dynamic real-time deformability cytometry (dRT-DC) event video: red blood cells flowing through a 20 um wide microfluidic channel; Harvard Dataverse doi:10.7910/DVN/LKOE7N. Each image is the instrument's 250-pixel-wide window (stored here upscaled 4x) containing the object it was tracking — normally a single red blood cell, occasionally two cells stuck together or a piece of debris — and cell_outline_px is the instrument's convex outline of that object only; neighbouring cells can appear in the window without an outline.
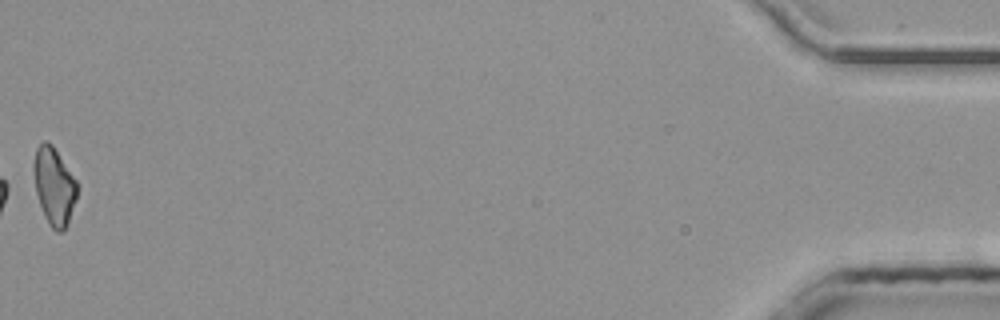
{"species": "common noctule bat (a hibernating species)", "species_latin": "Nyctalus noctula", "temperature_condition": "room temperature", "stored_images_in_passage": 38, "camera_frame_rate_fps": 3000, "um_per_image_px": 0.085, "animal": {"sex": "male", "body_mass_g": 20.4}, "frame": {"image": 1, "passage_image": 38, "time_ms": 12.333, "image_size_px": [1000, 320], "cell_outline_px": [[76, 200], [64, 232], [56, 232], [52, 228], [44, 216], [36, 192], [32, 168], [36, 148], [44, 140], [52, 144], [76, 180]], "centroid_in_image_um": [4.58, 15.82], "position_along_channel_um": 430.6, "area_um2": 19.42}, "authors_computed_cell_mechanics": {"area_um2": 20.3167, "velocity_mm_per_s": 4.1445, "shape_relaxation_time_tau1_ms": 9.3237, "shape_relaxation_time_tau2_ms": 3.7189, "deformation_change_tau1": 0.176, "deformation_change_tau2": 0.1226}}